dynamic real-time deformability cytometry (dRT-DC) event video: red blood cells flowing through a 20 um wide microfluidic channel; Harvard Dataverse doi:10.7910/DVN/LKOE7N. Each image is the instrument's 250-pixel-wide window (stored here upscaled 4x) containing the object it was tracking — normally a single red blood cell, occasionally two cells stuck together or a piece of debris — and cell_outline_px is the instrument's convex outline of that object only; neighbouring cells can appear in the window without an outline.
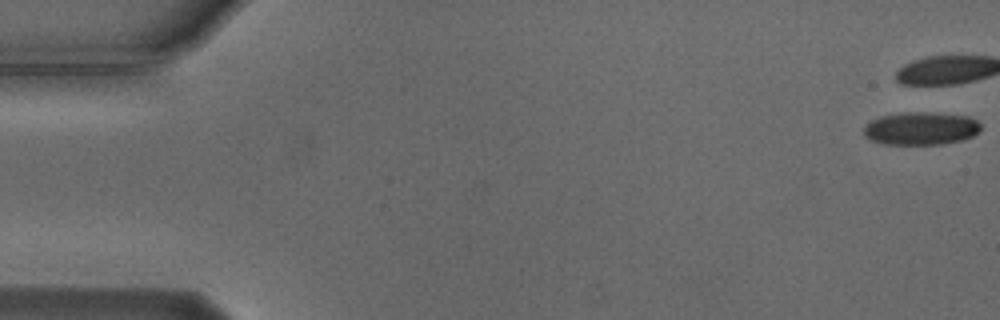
{"species": "Egyptian fruit bat (a non-hibernating species)", "species_latin": "Rousettus aegyptiacus", "temperature_condition": "cold", "stored_images_in_passage": 34, "camera_frame_rate_fps": 3000, "um_per_image_px": 0.085, "animal": {"sex": "male"}, "frame": {"image": 1, "passage_image": 1, "time_ms": 0.0, "image_size_px": [1000, 320], "cell_outline_px": [[980, 128], [972, 136], [960, 140], [940, 144], [884, 144], [872, 140], [864, 136], [864, 124], [880, 116], [904, 112], [928, 112], [968, 116], [976, 120], [980, 124]], "centroid_in_image_um": [78.23, 10.91], "position_along_channel_um": 6.8, "area_um2": 22.31}}